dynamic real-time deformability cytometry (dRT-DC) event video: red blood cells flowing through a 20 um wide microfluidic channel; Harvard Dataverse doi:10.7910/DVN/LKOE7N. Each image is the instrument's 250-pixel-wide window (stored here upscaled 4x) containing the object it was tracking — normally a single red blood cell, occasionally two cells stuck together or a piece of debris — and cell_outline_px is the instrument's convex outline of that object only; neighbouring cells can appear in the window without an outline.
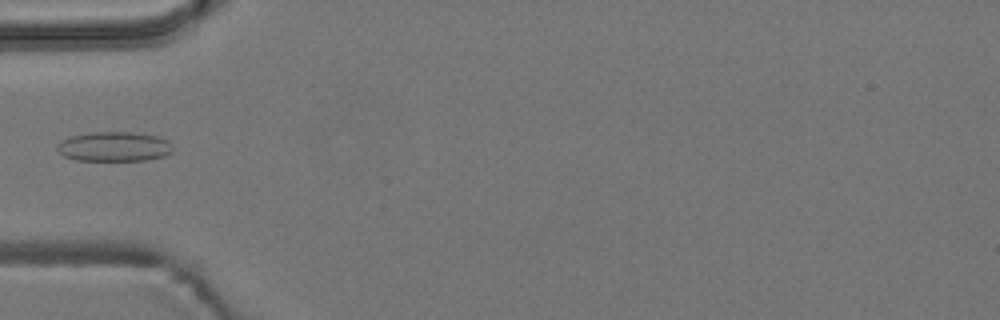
{"species": "common noctule bat (a hibernating species)", "species_latin": "Nyctalus noctula", "temperature_condition": "room temperature", "stored_images_in_passage": 3, "camera_frame_rate_fps": 3000, "um_per_image_px": 0.085, "animal": {"sex": "male", "body_mass_g": 19.2, "forearm_length_mm": 51.8}, "frame": {"image": 1, "passage_image": 3, "time_ms": 4.0, "image_size_px": [1000, 320], "cell_outline_px": [[172, 152], [164, 156], [144, 160], [76, 160], [64, 156], [56, 148], [56, 144], [68, 136], [92, 132], [132, 132], [156, 136], [172, 144]], "centroid_in_image_um": [9.66, 12.45], "position_along_channel_um": 75.3, "area_um2": 19.88}}